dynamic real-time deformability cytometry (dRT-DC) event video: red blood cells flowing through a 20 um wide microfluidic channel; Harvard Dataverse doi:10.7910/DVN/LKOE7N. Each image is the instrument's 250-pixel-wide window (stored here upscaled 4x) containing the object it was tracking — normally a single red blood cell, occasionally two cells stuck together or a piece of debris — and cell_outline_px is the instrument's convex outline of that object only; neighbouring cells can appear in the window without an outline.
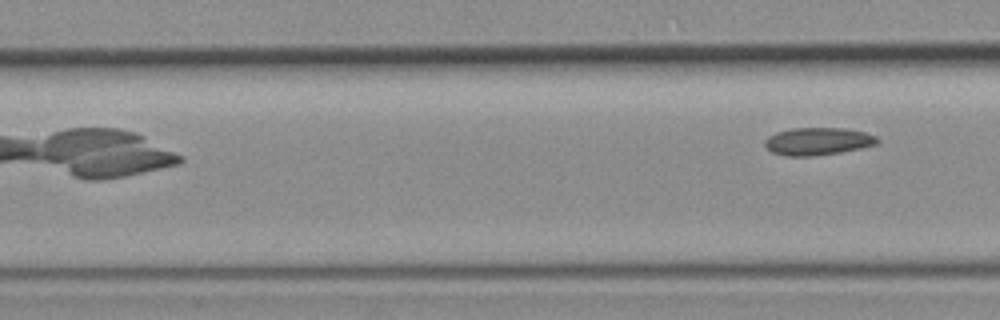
{"species": "common noctule bat (a hibernating species)", "species_latin": "Nyctalus noctula", "temperature_condition": "room temperature", "stored_images_in_passage": 6, "camera_frame_rate_fps": 3000, "um_per_image_px": 0.085, "animal": {"sex": "female", "body_mass_g": 19.3, "forearm_length_mm": 54.1}, "frame": {"image": 1, "passage_image": 6, "time_ms": 1.667, "image_size_px": [1000, 320], "cell_outline_px": [[880, 140], [876, 144], [860, 148], [840, 152], [812, 156], [788, 156], [772, 152], [764, 144], [764, 140], [768, 136], [776, 132], [792, 128], [844, 128], [864, 132], [876, 136]], "centroid_in_image_um": [69.5, 12.0], "position_along_channel_um": 137.9, "area_um2": 17.98}}